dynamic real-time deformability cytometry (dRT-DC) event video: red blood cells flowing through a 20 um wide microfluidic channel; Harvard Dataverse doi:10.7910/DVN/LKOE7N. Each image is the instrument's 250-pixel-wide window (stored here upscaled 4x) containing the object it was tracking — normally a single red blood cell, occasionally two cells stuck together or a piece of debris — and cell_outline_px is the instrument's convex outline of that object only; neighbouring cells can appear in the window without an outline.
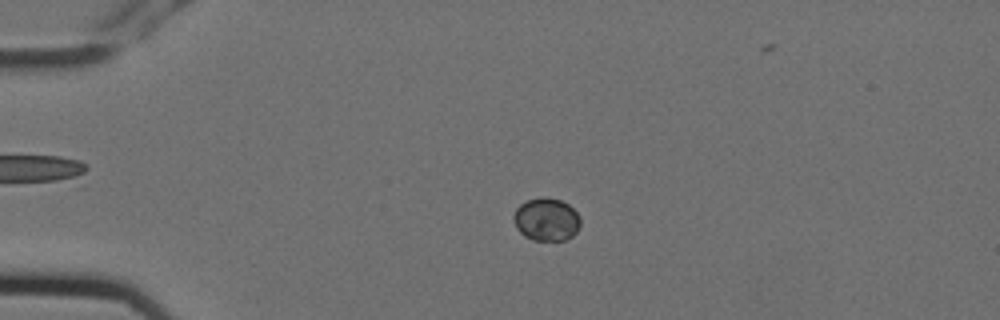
{"species": "Egyptian fruit bat (a non-hibernating species)", "species_latin": "Rousettus aegyptiacus", "temperature_condition": "cold", "stored_images_in_passage": 4, "camera_frame_rate_fps": 3000, "um_per_image_px": 0.085, "animal": {"sex": "female"}, "frame": {"image": 1, "passage_image": 3, "time_ms": 0.667, "image_size_px": [1000, 320], "cell_outline_px": [[580, 224], [576, 232], [572, 236], [564, 240], [532, 240], [524, 236], [516, 228], [512, 220], [512, 216], [516, 208], [520, 204], [528, 200], [544, 196], [548, 196], [560, 200], [568, 204], [576, 212], [580, 220]], "centroid_in_image_um": [46.41, 18.64], "position_along_channel_um": 38.6, "area_um2": 16.82}}